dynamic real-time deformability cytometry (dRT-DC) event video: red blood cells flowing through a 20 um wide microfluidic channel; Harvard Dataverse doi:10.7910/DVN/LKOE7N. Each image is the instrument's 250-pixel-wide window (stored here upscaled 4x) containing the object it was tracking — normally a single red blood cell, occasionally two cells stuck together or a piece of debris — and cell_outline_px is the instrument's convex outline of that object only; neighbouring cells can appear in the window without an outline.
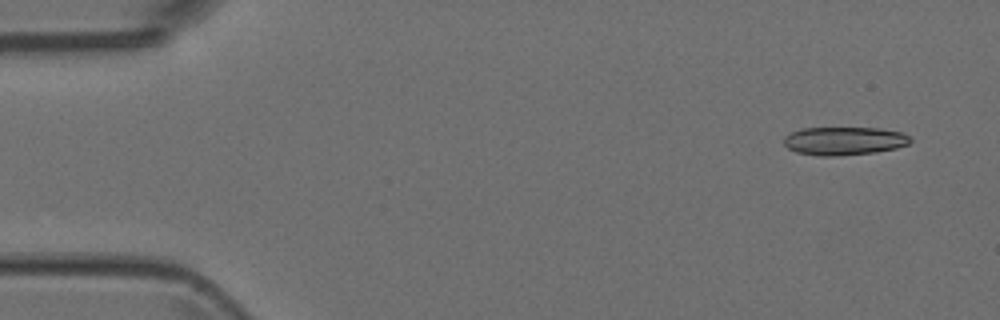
{"species": "Egyptian fruit bat (a non-hibernating species)", "species_latin": "Rousettus aegyptiacus", "temperature_condition": "room temperature", "stored_images_in_passage": 5, "camera_frame_rate_fps": 3000, "um_per_image_px": 0.085, "animal": {"sex": "female"}, "frame": {"image": 1, "passage_image": 1, "time_ms": 0.0, "image_size_px": [1000, 320], "cell_outline_px": [[912, 140], [908, 144], [896, 148], [876, 152], [836, 156], [820, 156], [796, 152], [788, 148], [784, 144], [784, 136], [800, 128], [880, 128], [900, 132], [908, 136]], "centroid_in_image_um": [71.73, 11.98], "position_along_channel_um": 13.3, "area_um2": 20.81}}
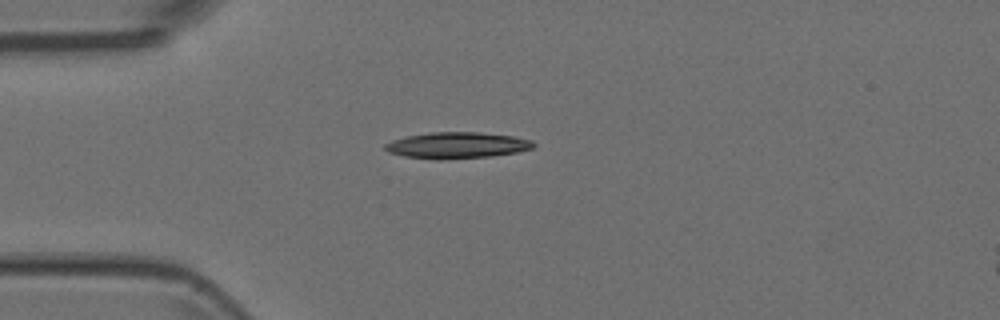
{"frame": {"image": 2, "passage_image": 4, "time_ms": 1.0, "image_size_px": [1000, 320], "cell_outline_px": [[536, 144], [532, 148], [516, 152], [492, 156], [440, 160], [404, 156], [388, 152], [384, 148], [384, 144], [392, 140], [404, 136], [432, 132], [480, 132], [512, 136], [532, 140]], "centroid_in_image_um": [38.82, 12.35], "position_along_channel_um": 46.2, "area_um2": 22.77}}